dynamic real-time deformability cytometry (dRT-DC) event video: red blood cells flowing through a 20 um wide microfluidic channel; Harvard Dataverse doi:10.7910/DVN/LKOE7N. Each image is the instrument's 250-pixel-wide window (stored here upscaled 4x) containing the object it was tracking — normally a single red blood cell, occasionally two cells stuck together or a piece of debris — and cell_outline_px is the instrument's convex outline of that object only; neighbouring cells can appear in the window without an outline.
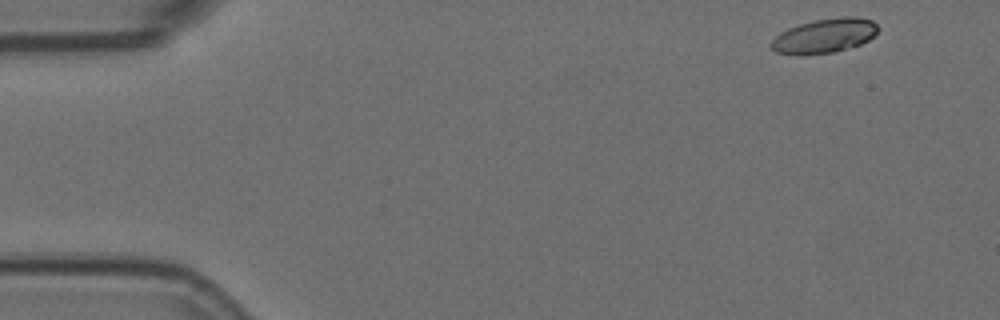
{"species": "Egyptian fruit bat (a non-hibernating species)", "species_latin": "Rousettus aegyptiacus", "temperature_condition": "room temperature", "stored_images_in_passage": 7, "camera_frame_rate_fps": 3000, "um_per_image_px": 0.085, "animal": {"sex": "female"}, "frame": {"image": 1, "passage_image": 1, "time_ms": 0.0, "image_size_px": [1000, 320], "cell_outline_px": [[880, 28], [868, 40], [860, 44], [832, 52], [800, 56], [796, 56], [776, 52], [768, 44], [780, 32], [788, 28], [812, 20], [840, 16], [856, 16], [872, 20]], "centroid_in_image_um": [70.04, 3.04], "position_along_channel_um": 15.0, "area_um2": 21.62}}
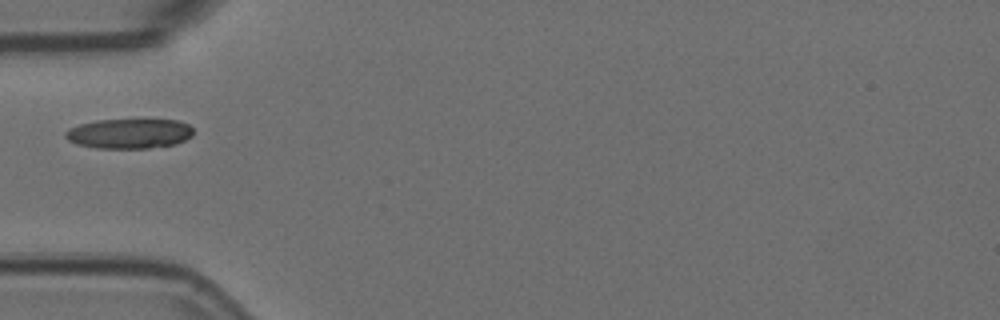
{"frame": {"image": 2, "passage_image": 5, "time_ms": 1.333, "image_size_px": [1000, 320], "cell_outline_px": [[192, 136], [176, 144], [148, 148], [96, 148], [76, 144], [68, 140], [64, 136], [64, 132], [68, 128], [80, 124], [96, 120], [180, 120], [188, 124], [192, 128]], "centroid_in_image_um": [10.96, 11.35], "position_along_channel_um": 74.0, "area_um2": 22.31}}
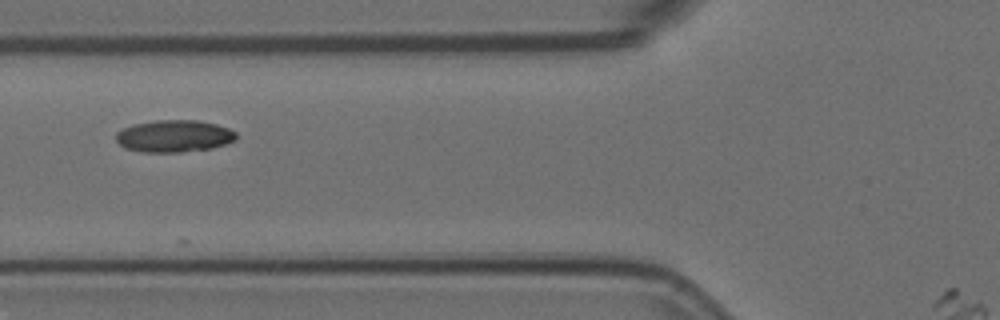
{"frame": {"image": 3, "passage_image": 6, "time_ms": 1.667, "image_size_px": [1000, 320], "cell_outline_px": [[236, 140], [212, 148], [180, 152], [140, 152], [124, 148], [116, 140], [116, 132], [132, 124], [156, 120], [200, 120], [216, 124], [228, 128], [236, 132]], "centroid_in_image_um": [14.78, 11.56], "position_along_channel_um": 111.0, "area_um2": 22.6}}